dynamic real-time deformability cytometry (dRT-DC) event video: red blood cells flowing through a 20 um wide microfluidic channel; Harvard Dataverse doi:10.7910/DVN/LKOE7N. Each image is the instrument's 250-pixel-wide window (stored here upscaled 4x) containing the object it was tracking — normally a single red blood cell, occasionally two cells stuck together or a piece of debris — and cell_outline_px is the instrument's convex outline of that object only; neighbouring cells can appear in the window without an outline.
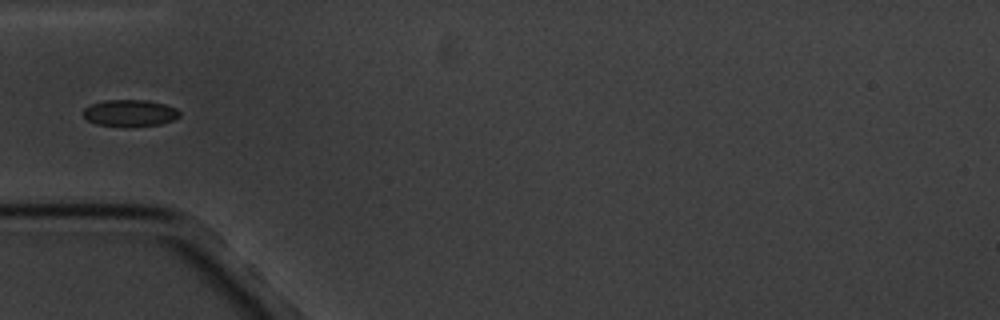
{"species": "common noctule bat (a hibernating species)", "species_latin": "Nyctalus noctula", "temperature_condition": "cold", "stored_images_in_passage": 16, "camera_frame_rate_fps": 3000, "um_per_image_px": 0.085, "animal": {"sex": "male", "body_mass_g": 20.1, "forearm_length_mm": 53.5}, "frame": {"image": 1, "passage_image": 5, "time_ms": 4.667, "image_size_px": [1000, 320], "cell_outline_px": [[180, 116], [172, 120], [160, 124], [128, 128], [124, 128], [96, 124], [88, 120], [84, 116], [84, 108], [92, 104], [104, 100], [148, 100], [164, 104], [176, 108], [180, 112]], "centroid_in_image_um": [11.04, 9.63], "position_along_channel_um": 74.0, "area_um2": 15.26}}
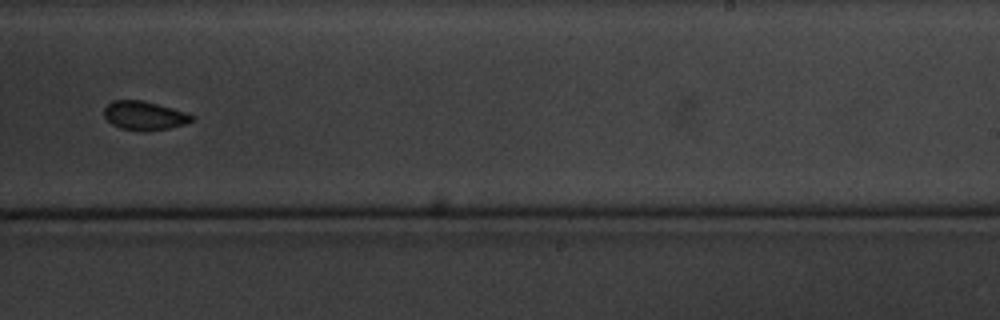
{"frame": {"image": 2, "passage_image": 10, "time_ms": 10.667, "image_size_px": [1000, 320], "cell_outline_px": [[192, 120], [184, 124], [168, 128], [140, 132], [120, 128], [112, 124], [104, 116], [104, 108], [112, 100], [140, 100], [172, 108], [184, 112], [192, 116]], "centroid_in_image_um": [12.21, 9.83], "position_along_channel_um": 276.8, "area_um2": 14.51}}
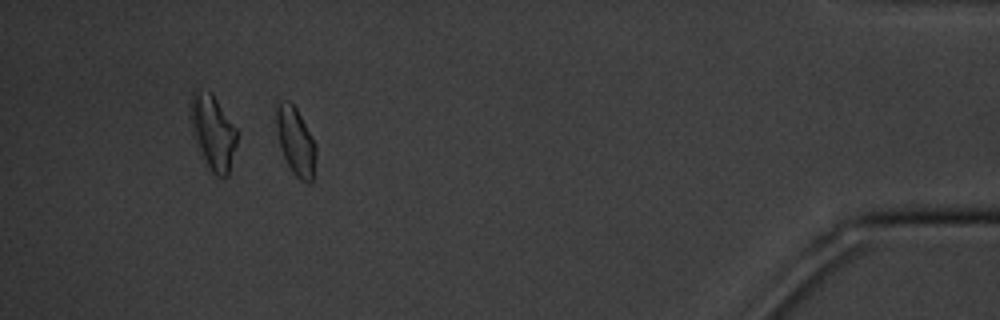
{"frame": {"image": 3, "passage_image": 15, "time_ms": 16.333, "image_size_px": [1000, 320], "cell_outline_px": [[316, 156], [312, 180], [308, 184], [300, 180], [292, 172], [280, 148], [276, 132], [276, 108], [280, 100], [288, 100], [296, 108], [312, 136], [316, 144]], "centroid_in_image_um": [25.12, 12.01], "position_along_channel_um": 410.1, "area_um2": 15.78}, "authors_computed_cell_mechanics": {"area_um2": 15.6927, "velocity_mm_per_s": 3.3748, "shape_relaxation_time_tau1_ms": 7.1883, "shape_relaxation_time_tau2_ms": 6.113, "deformation_change_tau1": 0.0701, "deformation_change_tau2": 0.0796}}